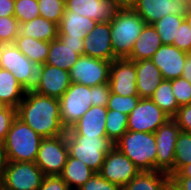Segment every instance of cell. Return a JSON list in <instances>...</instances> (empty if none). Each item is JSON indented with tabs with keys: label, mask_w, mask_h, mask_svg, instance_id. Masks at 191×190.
<instances>
[{
	"label": "cell",
	"mask_w": 191,
	"mask_h": 190,
	"mask_svg": "<svg viewBox=\"0 0 191 190\" xmlns=\"http://www.w3.org/2000/svg\"><path fill=\"white\" fill-rule=\"evenodd\" d=\"M17 110V117L42 138L66 134L60 118L59 99L36 92L25 93Z\"/></svg>",
	"instance_id": "obj_1"
},
{
	"label": "cell",
	"mask_w": 191,
	"mask_h": 190,
	"mask_svg": "<svg viewBox=\"0 0 191 190\" xmlns=\"http://www.w3.org/2000/svg\"><path fill=\"white\" fill-rule=\"evenodd\" d=\"M0 68L10 71L25 93L38 88L43 72V64L30 61L14 43L0 44Z\"/></svg>",
	"instance_id": "obj_2"
},
{
	"label": "cell",
	"mask_w": 191,
	"mask_h": 190,
	"mask_svg": "<svg viewBox=\"0 0 191 190\" xmlns=\"http://www.w3.org/2000/svg\"><path fill=\"white\" fill-rule=\"evenodd\" d=\"M114 146L139 170H156L157 146L154 133L127 131Z\"/></svg>",
	"instance_id": "obj_3"
},
{
	"label": "cell",
	"mask_w": 191,
	"mask_h": 190,
	"mask_svg": "<svg viewBox=\"0 0 191 190\" xmlns=\"http://www.w3.org/2000/svg\"><path fill=\"white\" fill-rule=\"evenodd\" d=\"M110 23L114 55L127 58L146 22L133 10H119Z\"/></svg>",
	"instance_id": "obj_4"
},
{
	"label": "cell",
	"mask_w": 191,
	"mask_h": 190,
	"mask_svg": "<svg viewBox=\"0 0 191 190\" xmlns=\"http://www.w3.org/2000/svg\"><path fill=\"white\" fill-rule=\"evenodd\" d=\"M43 138L16 117L4 140L7 157L14 162H35Z\"/></svg>",
	"instance_id": "obj_5"
},
{
	"label": "cell",
	"mask_w": 191,
	"mask_h": 190,
	"mask_svg": "<svg viewBox=\"0 0 191 190\" xmlns=\"http://www.w3.org/2000/svg\"><path fill=\"white\" fill-rule=\"evenodd\" d=\"M69 156L84 162L95 173H99L106 154L114 147L107 137L69 136L66 133Z\"/></svg>",
	"instance_id": "obj_6"
},
{
	"label": "cell",
	"mask_w": 191,
	"mask_h": 190,
	"mask_svg": "<svg viewBox=\"0 0 191 190\" xmlns=\"http://www.w3.org/2000/svg\"><path fill=\"white\" fill-rule=\"evenodd\" d=\"M44 174L35 162L9 161L0 176L3 190H38Z\"/></svg>",
	"instance_id": "obj_7"
},
{
	"label": "cell",
	"mask_w": 191,
	"mask_h": 190,
	"mask_svg": "<svg viewBox=\"0 0 191 190\" xmlns=\"http://www.w3.org/2000/svg\"><path fill=\"white\" fill-rule=\"evenodd\" d=\"M59 102L62 125L68 130L91 108L92 87L71 82Z\"/></svg>",
	"instance_id": "obj_8"
},
{
	"label": "cell",
	"mask_w": 191,
	"mask_h": 190,
	"mask_svg": "<svg viewBox=\"0 0 191 190\" xmlns=\"http://www.w3.org/2000/svg\"><path fill=\"white\" fill-rule=\"evenodd\" d=\"M68 156L66 134L43 138L35 163L45 176H59Z\"/></svg>",
	"instance_id": "obj_9"
},
{
	"label": "cell",
	"mask_w": 191,
	"mask_h": 190,
	"mask_svg": "<svg viewBox=\"0 0 191 190\" xmlns=\"http://www.w3.org/2000/svg\"><path fill=\"white\" fill-rule=\"evenodd\" d=\"M171 119L151 98H140L136 107L128 115L127 130L154 133Z\"/></svg>",
	"instance_id": "obj_10"
},
{
	"label": "cell",
	"mask_w": 191,
	"mask_h": 190,
	"mask_svg": "<svg viewBox=\"0 0 191 190\" xmlns=\"http://www.w3.org/2000/svg\"><path fill=\"white\" fill-rule=\"evenodd\" d=\"M111 62L81 55L69 70L70 81L88 87L109 82Z\"/></svg>",
	"instance_id": "obj_11"
},
{
	"label": "cell",
	"mask_w": 191,
	"mask_h": 190,
	"mask_svg": "<svg viewBox=\"0 0 191 190\" xmlns=\"http://www.w3.org/2000/svg\"><path fill=\"white\" fill-rule=\"evenodd\" d=\"M180 132L181 129L172 118L154 132L157 146V171L170 176L174 174L175 144Z\"/></svg>",
	"instance_id": "obj_12"
},
{
	"label": "cell",
	"mask_w": 191,
	"mask_h": 190,
	"mask_svg": "<svg viewBox=\"0 0 191 190\" xmlns=\"http://www.w3.org/2000/svg\"><path fill=\"white\" fill-rule=\"evenodd\" d=\"M141 170L115 146L106 154L99 174L123 188Z\"/></svg>",
	"instance_id": "obj_13"
},
{
	"label": "cell",
	"mask_w": 191,
	"mask_h": 190,
	"mask_svg": "<svg viewBox=\"0 0 191 190\" xmlns=\"http://www.w3.org/2000/svg\"><path fill=\"white\" fill-rule=\"evenodd\" d=\"M135 62L116 58L111 62L109 85L112 93L120 96L138 95Z\"/></svg>",
	"instance_id": "obj_14"
},
{
	"label": "cell",
	"mask_w": 191,
	"mask_h": 190,
	"mask_svg": "<svg viewBox=\"0 0 191 190\" xmlns=\"http://www.w3.org/2000/svg\"><path fill=\"white\" fill-rule=\"evenodd\" d=\"M83 40L84 55L110 62L117 58L112 47L110 22H97Z\"/></svg>",
	"instance_id": "obj_15"
},
{
	"label": "cell",
	"mask_w": 191,
	"mask_h": 190,
	"mask_svg": "<svg viewBox=\"0 0 191 190\" xmlns=\"http://www.w3.org/2000/svg\"><path fill=\"white\" fill-rule=\"evenodd\" d=\"M187 52L174 45H161L151 57V61L161 71L164 80H172L182 76Z\"/></svg>",
	"instance_id": "obj_16"
},
{
	"label": "cell",
	"mask_w": 191,
	"mask_h": 190,
	"mask_svg": "<svg viewBox=\"0 0 191 190\" xmlns=\"http://www.w3.org/2000/svg\"><path fill=\"white\" fill-rule=\"evenodd\" d=\"M65 8L96 22H110L119 11L112 0H65Z\"/></svg>",
	"instance_id": "obj_17"
},
{
	"label": "cell",
	"mask_w": 191,
	"mask_h": 190,
	"mask_svg": "<svg viewBox=\"0 0 191 190\" xmlns=\"http://www.w3.org/2000/svg\"><path fill=\"white\" fill-rule=\"evenodd\" d=\"M106 116L107 107L91 106L66 133L69 136L107 137Z\"/></svg>",
	"instance_id": "obj_18"
},
{
	"label": "cell",
	"mask_w": 191,
	"mask_h": 190,
	"mask_svg": "<svg viewBox=\"0 0 191 190\" xmlns=\"http://www.w3.org/2000/svg\"><path fill=\"white\" fill-rule=\"evenodd\" d=\"M185 7L173 0H137L133 9L146 22L154 24L166 15H184Z\"/></svg>",
	"instance_id": "obj_19"
},
{
	"label": "cell",
	"mask_w": 191,
	"mask_h": 190,
	"mask_svg": "<svg viewBox=\"0 0 191 190\" xmlns=\"http://www.w3.org/2000/svg\"><path fill=\"white\" fill-rule=\"evenodd\" d=\"M69 71L43 64V72L38 88V94L59 99L70 87Z\"/></svg>",
	"instance_id": "obj_20"
},
{
	"label": "cell",
	"mask_w": 191,
	"mask_h": 190,
	"mask_svg": "<svg viewBox=\"0 0 191 190\" xmlns=\"http://www.w3.org/2000/svg\"><path fill=\"white\" fill-rule=\"evenodd\" d=\"M136 68V86L140 98H151L164 80L161 71L150 60L135 61Z\"/></svg>",
	"instance_id": "obj_21"
},
{
	"label": "cell",
	"mask_w": 191,
	"mask_h": 190,
	"mask_svg": "<svg viewBox=\"0 0 191 190\" xmlns=\"http://www.w3.org/2000/svg\"><path fill=\"white\" fill-rule=\"evenodd\" d=\"M83 50L84 47H71L57 38L50 42L45 64L69 71L83 55Z\"/></svg>",
	"instance_id": "obj_22"
},
{
	"label": "cell",
	"mask_w": 191,
	"mask_h": 190,
	"mask_svg": "<svg viewBox=\"0 0 191 190\" xmlns=\"http://www.w3.org/2000/svg\"><path fill=\"white\" fill-rule=\"evenodd\" d=\"M161 45L163 43L153 24H146L127 58L134 62L151 59Z\"/></svg>",
	"instance_id": "obj_23"
},
{
	"label": "cell",
	"mask_w": 191,
	"mask_h": 190,
	"mask_svg": "<svg viewBox=\"0 0 191 190\" xmlns=\"http://www.w3.org/2000/svg\"><path fill=\"white\" fill-rule=\"evenodd\" d=\"M96 24L95 20L78 15L75 11L65 8L63 17L58 25V35L82 37L84 39L94 29Z\"/></svg>",
	"instance_id": "obj_24"
},
{
	"label": "cell",
	"mask_w": 191,
	"mask_h": 190,
	"mask_svg": "<svg viewBox=\"0 0 191 190\" xmlns=\"http://www.w3.org/2000/svg\"><path fill=\"white\" fill-rule=\"evenodd\" d=\"M19 36L51 42L58 38V25L41 16L19 24Z\"/></svg>",
	"instance_id": "obj_25"
},
{
	"label": "cell",
	"mask_w": 191,
	"mask_h": 190,
	"mask_svg": "<svg viewBox=\"0 0 191 190\" xmlns=\"http://www.w3.org/2000/svg\"><path fill=\"white\" fill-rule=\"evenodd\" d=\"M24 96L22 85L13 74L0 68V102L4 106L17 108Z\"/></svg>",
	"instance_id": "obj_26"
},
{
	"label": "cell",
	"mask_w": 191,
	"mask_h": 190,
	"mask_svg": "<svg viewBox=\"0 0 191 190\" xmlns=\"http://www.w3.org/2000/svg\"><path fill=\"white\" fill-rule=\"evenodd\" d=\"M94 173L95 172L84 162L68 156L67 162L59 176L71 190H77L88 181Z\"/></svg>",
	"instance_id": "obj_27"
},
{
	"label": "cell",
	"mask_w": 191,
	"mask_h": 190,
	"mask_svg": "<svg viewBox=\"0 0 191 190\" xmlns=\"http://www.w3.org/2000/svg\"><path fill=\"white\" fill-rule=\"evenodd\" d=\"M171 176L167 173L140 171L122 190H165Z\"/></svg>",
	"instance_id": "obj_28"
},
{
	"label": "cell",
	"mask_w": 191,
	"mask_h": 190,
	"mask_svg": "<svg viewBox=\"0 0 191 190\" xmlns=\"http://www.w3.org/2000/svg\"><path fill=\"white\" fill-rule=\"evenodd\" d=\"M14 44L30 61L45 64L50 42L18 35Z\"/></svg>",
	"instance_id": "obj_29"
},
{
	"label": "cell",
	"mask_w": 191,
	"mask_h": 190,
	"mask_svg": "<svg viewBox=\"0 0 191 190\" xmlns=\"http://www.w3.org/2000/svg\"><path fill=\"white\" fill-rule=\"evenodd\" d=\"M151 100L170 118H173L179 109L176 98L173 94L171 80H163L155 90Z\"/></svg>",
	"instance_id": "obj_30"
},
{
	"label": "cell",
	"mask_w": 191,
	"mask_h": 190,
	"mask_svg": "<svg viewBox=\"0 0 191 190\" xmlns=\"http://www.w3.org/2000/svg\"><path fill=\"white\" fill-rule=\"evenodd\" d=\"M183 20L184 15L170 14L153 24L163 45H173L174 39H177L178 28Z\"/></svg>",
	"instance_id": "obj_31"
},
{
	"label": "cell",
	"mask_w": 191,
	"mask_h": 190,
	"mask_svg": "<svg viewBox=\"0 0 191 190\" xmlns=\"http://www.w3.org/2000/svg\"><path fill=\"white\" fill-rule=\"evenodd\" d=\"M128 115L116 110L107 109L106 134L113 143L117 142L127 130Z\"/></svg>",
	"instance_id": "obj_32"
},
{
	"label": "cell",
	"mask_w": 191,
	"mask_h": 190,
	"mask_svg": "<svg viewBox=\"0 0 191 190\" xmlns=\"http://www.w3.org/2000/svg\"><path fill=\"white\" fill-rule=\"evenodd\" d=\"M191 163V133L181 131L175 144L174 173Z\"/></svg>",
	"instance_id": "obj_33"
},
{
	"label": "cell",
	"mask_w": 191,
	"mask_h": 190,
	"mask_svg": "<svg viewBox=\"0 0 191 190\" xmlns=\"http://www.w3.org/2000/svg\"><path fill=\"white\" fill-rule=\"evenodd\" d=\"M41 17L59 25L65 10V0H37Z\"/></svg>",
	"instance_id": "obj_34"
},
{
	"label": "cell",
	"mask_w": 191,
	"mask_h": 190,
	"mask_svg": "<svg viewBox=\"0 0 191 190\" xmlns=\"http://www.w3.org/2000/svg\"><path fill=\"white\" fill-rule=\"evenodd\" d=\"M40 16L37 0H15L14 17L19 24L31 21Z\"/></svg>",
	"instance_id": "obj_35"
},
{
	"label": "cell",
	"mask_w": 191,
	"mask_h": 190,
	"mask_svg": "<svg viewBox=\"0 0 191 190\" xmlns=\"http://www.w3.org/2000/svg\"><path fill=\"white\" fill-rule=\"evenodd\" d=\"M139 95L120 96L111 92L107 109L116 110L129 115L139 102Z\"/></svg>",
	"instance_id": "obj_36"
},
{
	"label": "cell",
	"mask_w": 191,
	"mask_h": 190,
	"mask_svg": "<svg viewBox=\"0 0 191 190\" xmlns=\"http://www.w3.org/2000/svg\"><path fill=\"white\" fill-rule=\"evenodd\" d=\"M18 31L19 22L14 16H0V44L14 43Z\"/></svg>",
	"instance_id": "obj_37"
},
{
	"label": "cell",
	"mask_w": 191,
	"mask_h": 190,
	"mask_svg": "<svg viewBox=\"0 0 191 190\" xmlns=\"http://www.w3.org/2000/svg\"><path fill=\"white\" fill-rule=\"evenodd\" d=\"M171 86L179 107L191 103V82L181 76L172 79Z\"/></svg>",
	"instance_id": "obj_38"
},
{
	"label": "cell",
	"mask_w": 191,
	"mask_h": 190,
	"mask_svg": "<svg viewBox=\"0 0 191 190\" xmlns=\"http://www.w3.org/2000/svg\"><path fill=\"white\" fill-rule=\"evenodd\" d=\"M77 190H122V188L103 178L99 173H94L88 181H86Z\"/></svg>",
	"instance_id": "obj_39"
},
{
	"label": "cell",
	"mask_w": 191,
	"mask_h": 190,
	"mask_svg": "<svg viewBox=\"0 0 191 190\" xmlns=\"http://www.w3.org/2000/svg\"><path fill=\"white\" fill-rule=\"evenodd\" d=\"M173 45L187 53L191 52V28L185 19L178 28L177 39H174Z\"/></svg>",
	"instance_id": "obj_40"
},
{
	"label": "cell",
	"mask_w": 191,
	"mask_h": 190,
	"mask_svg": "<svg viewBox=\"0 0 191 190\" xmlns=\"http://www.w3.org/2000/svg\"><path fill=\"white\" fill-rule=\"evenodd\" d=\"M16 117V108L5 106L2 110H0V140H5Z\"/></svg>",
	"instance_id": "obj_41"
},
{
	"label": "cell",
	"mask_w": 191,
	"mask_h": 190,
	"mask_svg": "<svg viewBox=\"0 0 191 190\" xmlns=\"http://www.w3.org/2000/svg\"><path fill=\"white\" fill-rule=\"evenodd\" d=\"M172 119L181 131L191 133V103L180 106Z\"/></svg>",
	"instance_id": "obj_42"
},
{
	"label": "cell",
	"mask_w": 191,
	"mask_h": 190,
	"mask_svg": "<svg viewBox=\"0 0 191 190\" xmlns=\"http://www.w3.org/2000/svg\"><path fill=\"white\" fill-rule=\"evenodd\" d=\"M111 94L109 83L92 87V106L107 107Z\"/></svg>",
	"instance_id": "obj_43"
},
{
	"label": "cell",
	"mask_w": 191,
	"mask_h": 190,
	"mask_svg": "<svg viewBox=\"0 0 191 190\" xmlns=\"http://www.w3.org/2000/svg\"><path fill=\"white\" fill-rule=\"evenodd\" d=\"M38 190H71L60 176H44Z\"/></svg>",
	"instance_id": "obj_44"
},
{
	"label": "cell",
	"mask_w": 191,
	"mask_h": 190,
	"mask_svg": "<svg viewBox=\"0 0 191 190\" xmlns=\"http://www.w3.org/2000/svg\"><path fill=\"white\" fill-rule=\"evenodd\" d=\"M15 0H0V16H14Z\"/></svg>",
	"instance_id": "obj_45"
},
{
	"label": "cell",
	"mask_w": 191,
	"mask_h": 190,
	"mask_svg": "<svg viewBox=\"0 0 191 190\" xmlns=\"http://www.w3.org/2000/svg\"><path fill=\"white\" fill-rule=\"evenodd\" d=\"M58 38L65 43V45L71 47H84V40L82 37H71L67 35H58Z\"/></svg>",
	"instance_id": "obj_46"
},
{
	"label": "cell",
	"mask_w": 191,
	"mask_h": 190,
	"mask_svg": "<svg viewBox=\"0 0 191 190\" xmlns=\"http://www.w3.org/2000/svg\"><path fill=\"white\" fill-rule=\"evenodd\" d=\"M9 163L8 157H7V151L5 147V143L3 140H0V176L3 173V170Z\"/></svg>",
	"instance_id": "obj_47"
},
{
	"label": "cell",
	"mask_w": 191,
	"mask_h": 190,
	"mask_svg": "<svg viewBox=\"0 0 191 190\" xmlns=\"http://www.w3.org/2000/svg\"><path fill=\"white\" fill-rule=\"evenodd\" d=\"M171 180L182 190H191V178L187 177H171Z\"/></svg>",
	"instance_id": "obj_48"
},
{
	"label": "cell",
	"mask_w": 191,
	"mask_h": 190,
	"mask_svg": "<svg viewBox=\"0 0 191 190\" xmlns=\"http://www.w3.org/2000/svg\"><path fill=\"white\" fill-rule=\"evenodd\" d=\"M119 10H133L137 0H112Z\"/></svg>",
	"instance_id": "obj_49"
},
{
	"label": "cell",
	"mask_w": 191,
	"mask_h": 190,
	"mask_svg": "<svg viewBox=\"0 0 191 190\" xmlns=\"http://www.w3.org/2000/svg\"><path fill=\"white\" fill-rule=\"evenodd\" d=\"M182 77L188 82H191V52L187 53L184 63V69L182 71Z\"/></svg>",
	"instance_id": "obj_50"
},
{
	"label": "cell",
	"mask_w": 191,
	"mask_h": 190,
	"mask_svg": "<svg viewBox=\"0 0 191 190\" xmlns=\"http://www.w3.org/2000/svg\"><path fill=\"white\" fill-rule=\"evenodd\" d=\"M171 177L191 178V163L184 165L177 173H174Z\"/></svg>",
	"instance_id": "obj_51"
},
{
	"label": "cell",
	"mask_w": 191,
	"mask_h": 190,
	"mask_svg": "<svg viewBox=\"0 0 191 190\" xmlns=\"http://www.w3.org/2000/svg\"><path fill=\"white\" fill-rule=\"evenodd\" d=\"M184 19L191 28V6L185 9Z\"/></svg>",
	"instance_id": "obj_52"
},
{
	"label": "cell",
	"mask_w": 191,
	"mask_h": 190,
	"mask_svg": "<svg viewBox=\"0 0 191 190\" xmlns=\"http://www.w3.org/2000/svg\"><path fill=\"white\" fill-rule=\"evenodd\" d=\"M165 190H182L178 185H176L172 180H170L166 187Z\"/></svg>",
	"instance_id": "obj_53"
},
{
	"label": "cell",
	"mask_w": 191,
	"mask_h": 190,
	"mask_svg": "<svg viewBox=\"0 0 191 190\" xmlns=\"http://www.w3.org/2000/svg\"><path fill=\"white\" fill-rule=\"evenodd\" d=\"M180 4H182L185 8H188L191 6V0H173Z\"/></svg>",
	"instance_id": "obj_54"
},
{
	"label": "cell",
	"mask_w": 191,
	"mask_h": 190,
	"mask_svg": "<svg viewBox=\"0 0 191 190\" xmlns=\"http://www.w3.org/2000/svg\"><path fill=\"white\" fill-rule=\"evenodd\" d=\"M5 106L0 102V110H2Z\"/></svg>",
	"instance_id": "obj_55"
}]
</instances>
